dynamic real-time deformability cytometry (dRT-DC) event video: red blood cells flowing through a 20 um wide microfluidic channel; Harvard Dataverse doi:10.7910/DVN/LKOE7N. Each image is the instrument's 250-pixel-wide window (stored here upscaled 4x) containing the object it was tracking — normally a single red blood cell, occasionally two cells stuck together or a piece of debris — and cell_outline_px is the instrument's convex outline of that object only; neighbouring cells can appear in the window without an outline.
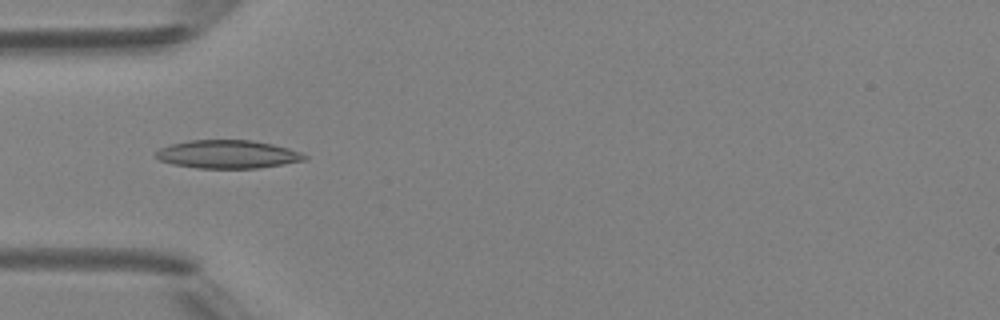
{"species": "Egyptian fruit bat (a non-hibernating species)", "species_latin": "Rousettus aegyptiacus", "temperature_condition": "room temperature", "stored_images_in_passage": 5, "camera_frame_rate_fps": 3000, "um_per_image_px": 0.085, "animal": {"sex": "female"}, "frame": {"image": 1, "passage_image": 5, "time_ms": 4.667, "image_size_px": [1000, 320], "cell_outline_px": [[308, 160], [260, 168], [196, 168], [172, 164], [160, 160], [156, 156], [156, 152], [160, 148], [172, 144], [188, 140], [252, 140], [272, 144], [288, 148], [300, 152], [308, 156]], "centroid_in_image_um": [19.39, 13.12], "position_along_channel_um": 65.6, "area_um2": 24.51}}